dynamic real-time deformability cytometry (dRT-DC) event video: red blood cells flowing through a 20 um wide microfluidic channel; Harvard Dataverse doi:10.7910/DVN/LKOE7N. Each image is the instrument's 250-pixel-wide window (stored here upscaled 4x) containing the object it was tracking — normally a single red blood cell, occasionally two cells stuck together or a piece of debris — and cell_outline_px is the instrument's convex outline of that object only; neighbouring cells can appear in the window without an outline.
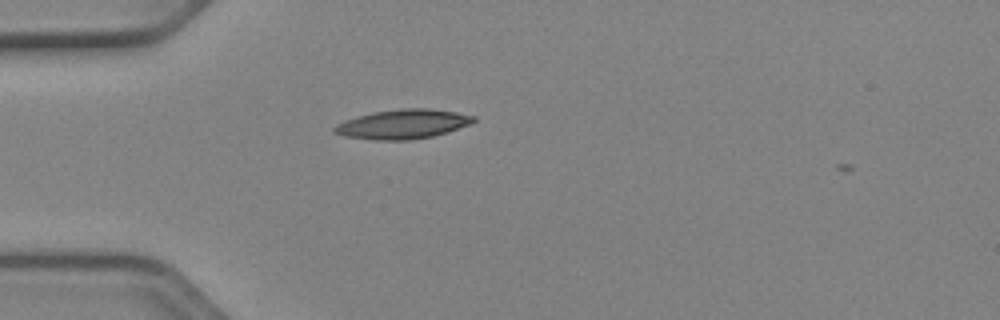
{"species": "Egyptian fruit bat (a non-hibernating species)", "species_latin": "Rousettus aegyptiacus", "temperature_condition": "cold", "stored_images_in_passage": 40, "camera_frame_rate_fps": 3000, "um_per_image_px": 0.085, "animal": {"sex": "female"}, "frame": {"image": 1, "passage_image": 3, "time_ms": 0.667, "image_size_px": [1000, 320], "cell_outline_px": [[476, 120], [472, 124], [448, 132], [432, 136], [408, 140], [376, 140], [344, 136], [332, 132], [332, 128], [336, 124], [344, 120], [356, 116], [372, 112], [400, 108], [428, 108], [456, 112], [476, 116]], "centroid_in_image_um": [34.24, 10.54], "position_along_channel_um": 50.8, "area_um2": 24.1}}
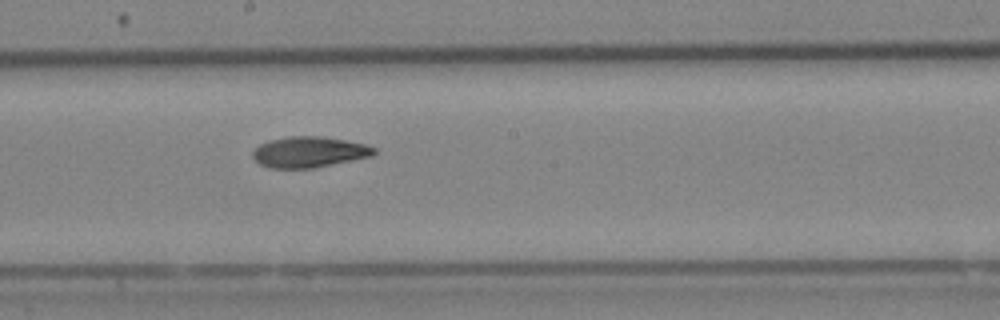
{"frame": {"image": 2, "passage_image": 17, "time_ms": 5.333, "image_size_px": [1000, 320], "cell_outline_px": [[376, 152], [372, 156], [312, 168], [268, 168], [260, 164], [252, 156], [252, 152], [260, 144], [268, 140], [288, 136], [324, 136], [364, 144], [376, 148]], "centroid_in_image_um": [26.25, 12.91], "position_along_channel_um": 221.9, "area_um2": 21.73}}
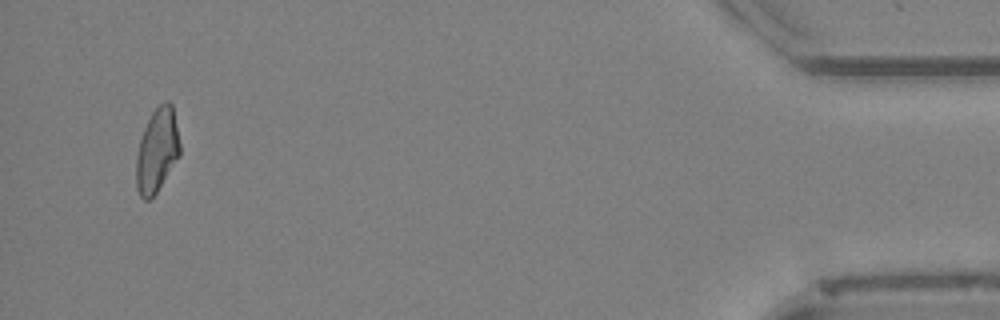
{"frame": {"image": 3, "passage_image": 38, "time_ms": 12.333, "image_size_px": [1000, 320], "cell_outline_px": [[180, 156], [156, 192], [148, 200], [144, 200], [140, 196], [136, 188], [136, 156], [140, 140], [144, 128], [152, 112], [164, 100], [168, 100], [172, 104], [180, 144]], "centroid_in_image_um": [13.35, 12.78], "position_along_channel_um": 421.9, "area_um2": 21.27}, "authors_computed_cell_mechanics": {"area_um2": 21.675, "velocity_mm_per_s": 3.9532, "shape_relaxation_time_tau1_ms": 10.3166, "shape_relaxation_time_tau2_ms": 7.9587, "deformation_change_tau1": 0.2306, "deformation_change_tau2": 0.1517}}